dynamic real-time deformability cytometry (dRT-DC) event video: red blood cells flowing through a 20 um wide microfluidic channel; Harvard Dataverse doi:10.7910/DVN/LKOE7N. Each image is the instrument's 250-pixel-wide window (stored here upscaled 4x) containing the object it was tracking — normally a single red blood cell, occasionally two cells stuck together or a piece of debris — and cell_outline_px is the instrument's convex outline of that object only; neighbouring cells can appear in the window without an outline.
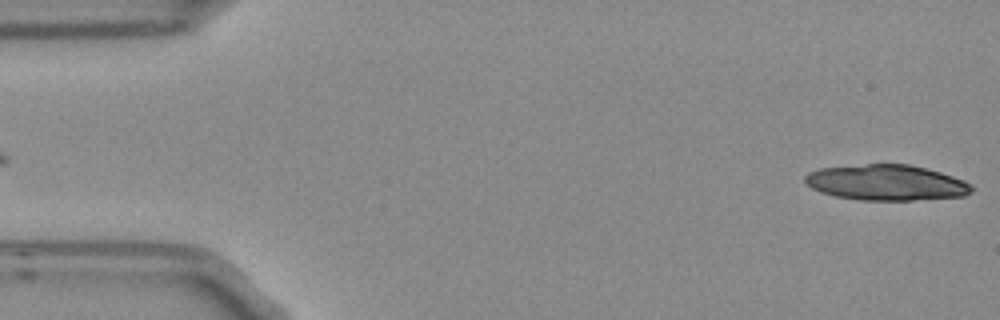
{"species": "Egyptian fruit bat (a non-hibernating species)", "species_latin": "Rousettus aegyptiacus", "temperature_condition": "room temperature", "stored_images_in_passage": 3, "segment_of_instrument_passage": [2, 2], "camera_frame_rate_fps": 3000, "um_per_image_px": 0.085, "frame": {"image": 1, "passage_image": 3, "time_ms": 0.667, "image_size_px": [1000, 320], "cell_outline_px": [[972, 192], [964, 196], [912, 200], [860, 200], [836, 196], [820, 192], [812, 188], [804, 180], [804, 176], [808, 172], [820, 168], [868, 164], [908, 164], [940, 172], [964, 180], [972, 184]], "centroid_in_image_um": [75.34, 15.52], "position_along_channel_um": 9.7, "area_um2": 34.51}}